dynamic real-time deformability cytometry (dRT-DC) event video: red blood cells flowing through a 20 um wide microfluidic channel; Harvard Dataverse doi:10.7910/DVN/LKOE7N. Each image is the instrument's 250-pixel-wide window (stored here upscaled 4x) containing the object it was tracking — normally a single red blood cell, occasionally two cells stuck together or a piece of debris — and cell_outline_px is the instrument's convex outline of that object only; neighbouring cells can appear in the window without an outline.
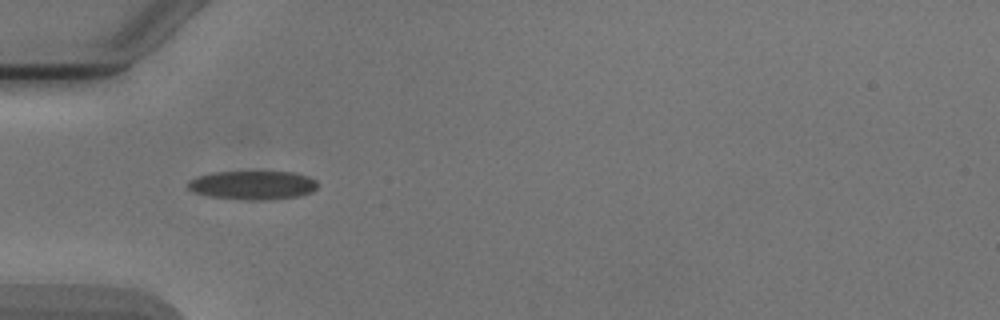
{"species": "Egyptian fruit bat (a non-hibernating species)", "species_latin": "Rousettus aegyptiacus", "temperature_condition": "cold", "stored_images_in_passage": 4, "camera_frame_rate_fps": 3000, "um_per_image_px": 0.085, "animal": {"sex": "male"}, "frame": {"image": 1, "passage_image": 4, "time_ms": 3.667, "image_size_px": [1000, 320], "cell_outline_px": [[316, 188], [312, 192], [300, 196], [264, 200], [244, 200], [208, 196], [192, 192], [188, 188], [188, 180], [212, 172], [292, 172], [308, 176], [316, 180]], "centroid_in_image_um": [21.47, 15.74], "position_along_channel_um": 63.5, "area_um2": 21.79}}